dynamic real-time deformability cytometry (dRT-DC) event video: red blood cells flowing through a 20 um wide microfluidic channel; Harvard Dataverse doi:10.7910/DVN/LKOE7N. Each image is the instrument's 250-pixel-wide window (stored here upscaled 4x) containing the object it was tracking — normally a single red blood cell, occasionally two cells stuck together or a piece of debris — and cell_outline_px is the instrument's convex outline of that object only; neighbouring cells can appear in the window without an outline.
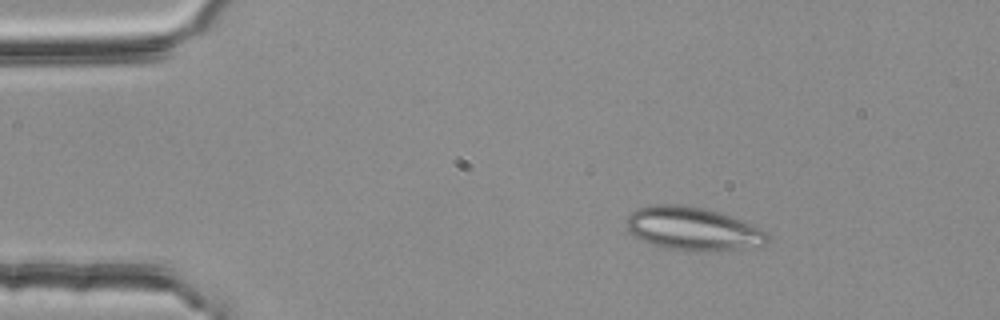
{"species": "common noctule bat (a hibernating species)", "species_latin": "Nyctalus noctula", "temperature_condition": "room temperature", "stored_images_in_passage": 3, "camera_frame_rate_fps": 3000, "um_per_image_px": 0.085, "animal": {"sex": "female", "body_mass_g": 25.1}, "frame": {"image": 1, "passage_image": 1, "time_ms": 0.0, "image_size_px": [1000, 320], "cell_outline_px": [[768, 240], [764, 244], [716, 252], [704, 252], [664, 248], [652, 244], [628, 232], [624, 224], [628, 216], [636, 208], [656, 204], [684, 204], [708, 208], [732, 216], [768, 232]], "centroid_in_image_um": [58.86, 19.43], "position_along_channel_um": 26.1, "area_um2": 35.89}}